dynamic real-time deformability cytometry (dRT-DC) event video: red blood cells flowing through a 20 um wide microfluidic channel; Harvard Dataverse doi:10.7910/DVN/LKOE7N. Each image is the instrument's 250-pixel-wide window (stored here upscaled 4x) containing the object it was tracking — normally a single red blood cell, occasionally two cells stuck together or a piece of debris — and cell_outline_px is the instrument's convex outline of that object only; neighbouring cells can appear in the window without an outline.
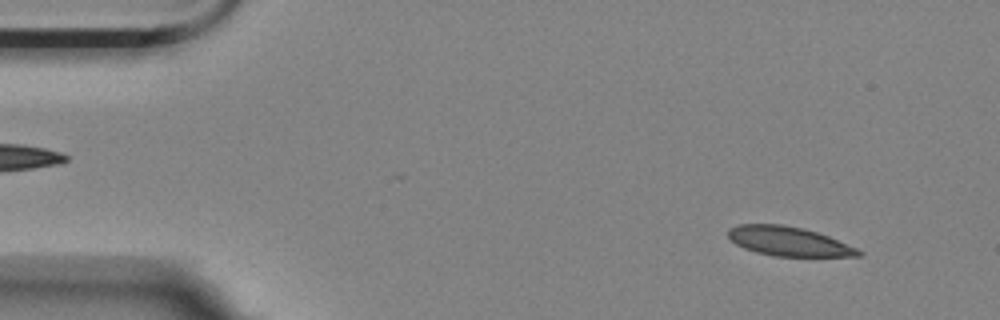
{"species": "Egyptian fruit bat (a non-hibernating species)", "species_latin": "Rousettus aegyptiacus", "temperature_condition": "room temperature", "stored_images_in_passage": 69, "camera_frame_rate_fps": 3000, "um_per_image_px": 0.085, "animal": {"sex": "female"}, "frame": {"image": 1, "passage_image": 4, "time_ms": 1.0, "image_size_px": [1000, 320], "cell_outline_px": [[864, 252], [860, 256], [772, 256], [756, 252], [744, 248], [736, 244], [728, 236], [728, 228], [740, 224], [780, 224], [800, 228], [816, 232], [828, 236], [856, 248]], "centroid_in_image_um": [67.01, 20.51], "position_along_channel_um": 18.0, "area_um2": 21.96}}
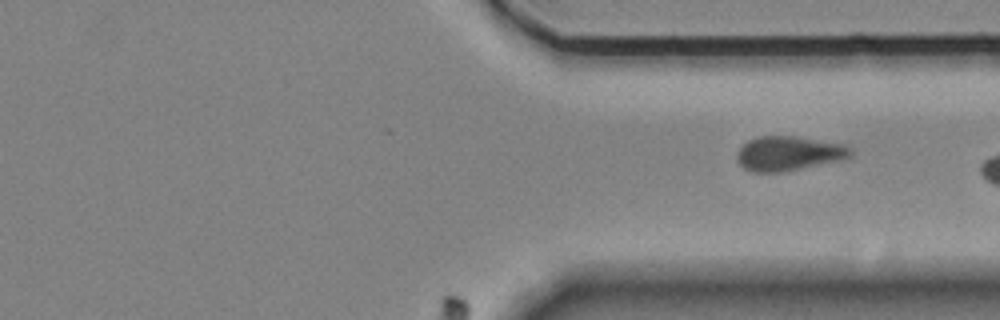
{"frame": {"image": 2, "passage_image": 69, "time_ms": 22.667, "image_size_px": [1000, 320], "cell_outline_px": [[852, 156], [840, 160], [780, 172], [752, 172], [744, 168], [740, 164], [736, 156], [740, 148], [748, 140], [760, 136], [796, 136], [844, 144], [852, 148]], "centroid_in_image_um": [67.04, 13.03], "position_along_channel_um": 344.4, "area_um2": 22.66}}